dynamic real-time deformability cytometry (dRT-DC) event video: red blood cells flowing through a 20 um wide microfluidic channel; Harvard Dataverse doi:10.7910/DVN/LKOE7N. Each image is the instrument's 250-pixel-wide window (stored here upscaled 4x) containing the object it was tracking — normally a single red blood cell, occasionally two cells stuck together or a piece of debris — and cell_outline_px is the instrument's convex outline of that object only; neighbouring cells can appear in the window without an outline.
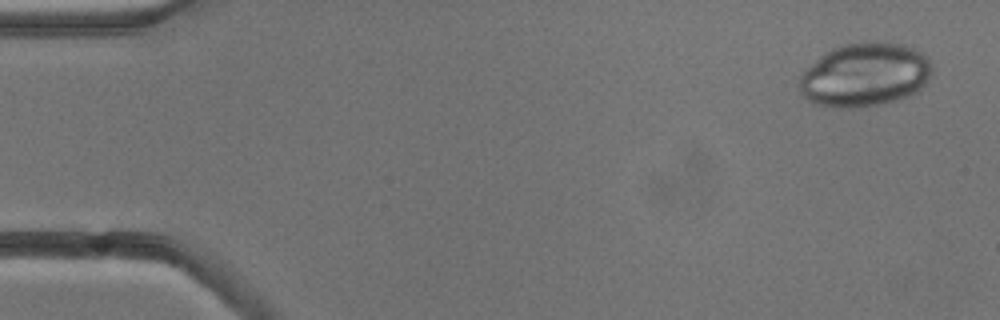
{"species": "common noctule bat (a hibernating species)", "species_latin": "Nyctalus noctula", "temperature_condition": "cold", "stored_images_in_passage": 4, "camera_frame_rate_fps": 3000, "um_per_image_px": 0.085, "animal": {"sex": "male", "body_mass_g": 13.3}, "frame": {"image": 1, "passage_image": 1, "time_ms": 0.0, "image_size_px": [1000, 320], "cell_outline_px": [[932, 72], [928, 80], [920, 92], [908, 96], [860, 108], [844, 108], [812, 104], [800, 92], [800, 76], [820, 56], [832, 48], [844, 44], [884, 40], [904, 44], [916, 48], [924, 52], [932, 68]], "centroid_in_image_um": [73.56, 6.34], "position_along_channel_um": 11.4, "area_um2": 49.59}}